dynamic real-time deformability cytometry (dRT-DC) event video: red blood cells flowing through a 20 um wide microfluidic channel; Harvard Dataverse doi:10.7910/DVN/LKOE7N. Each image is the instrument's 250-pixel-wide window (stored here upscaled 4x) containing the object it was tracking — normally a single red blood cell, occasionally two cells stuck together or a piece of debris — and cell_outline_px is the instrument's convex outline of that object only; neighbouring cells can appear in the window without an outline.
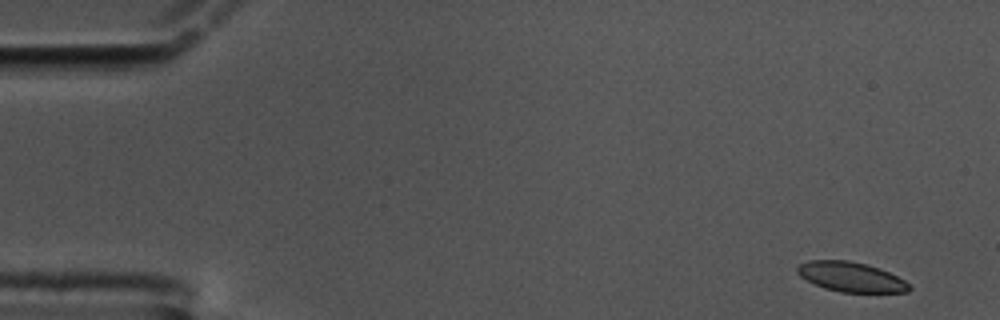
{"species": "common noctule bat (a hibernating species)", "species_latin": "Nyctalus noctula", "temperature_condition": "cold", "stored_images_in_passage": 57, "camera_frame_rate_fps": 3000, "um_per_image_px": 0.085, "animal": {"sex": "male", "body_mass_g": 17.5, "forearm_length_mm": 52.3}, "frame": {"image": 1, "passage_image": 1, "time_ms": 0.0, "image_size_px": [1000, 320], "cell_outline_px": [[912, 288], [908, 292], [840, 292], [824, 288], [800, 276], [796, 272], [796, 268], [800, 264], [808, 260], [848, 260], [880, 268], [904, 280]], "centroid_in_image_um": [72.32, 23.53], "position_along_channel_um": 12.7, "area_um2": 19.25}}
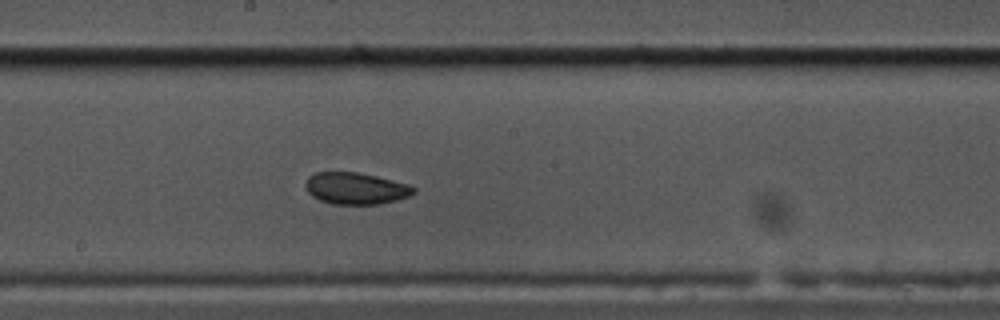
{"frame": {"image": 2, "passage_image": 30, "time_ms": 9.667, "image_size_px": [1000, 320], "cell_outline_px": [[416, 192], [408, 196], [396, 200], [380, 204], [332, 204], [320, 200], [312, 196], [308, 192], [304, 184], [308, 176], [316, 172], [356, 172], [376, 176], [408, 184], [416, 188]], "centroid_in_image_um": [30.22, 16.01], "position_along_channel_um": 218.0, "area_um2": 20.0}}
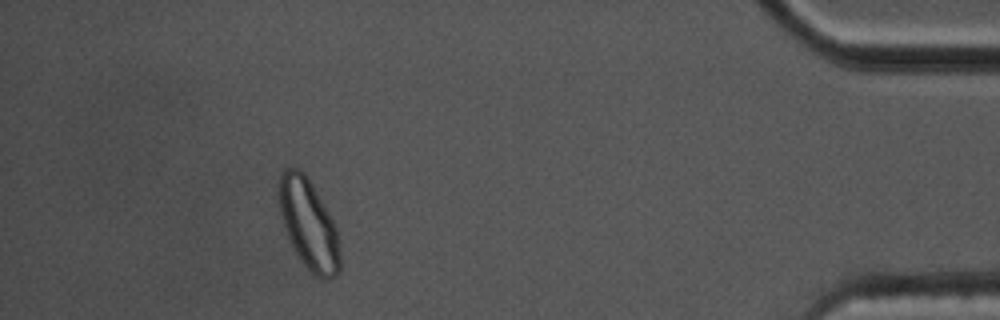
{"frame": {"image": 3, "passage_image": 52, "time_ms": 17.0, "image_size_px": [1000, 320], "cell_outline_px": [[340, 268], [336, 276], [328, 280], [320, 280], [304, 264], [296, 252], [288, 236], [280, 212], [276, 184], [284, 168], [296, 168], [304, 172], [308, 176], [328, 212], [336, 228], [340, 252]], "centroid_in_image_um": [26.22, 19.04], "position_along_channel_um": 409.0, "area_um2": 31.96}, "authors_computed_cell_mechanics": {"area_um2": 20.7502, "velocity_mm_per_s": 3.3532, "shape_relaxation_time_tau1_ms": 4.8265, "shape_relaxation_time_tau2_ms": 2.1651, "deformation_change_tau1": 0.0957, "deformation_change_tau2": 0.0641}}